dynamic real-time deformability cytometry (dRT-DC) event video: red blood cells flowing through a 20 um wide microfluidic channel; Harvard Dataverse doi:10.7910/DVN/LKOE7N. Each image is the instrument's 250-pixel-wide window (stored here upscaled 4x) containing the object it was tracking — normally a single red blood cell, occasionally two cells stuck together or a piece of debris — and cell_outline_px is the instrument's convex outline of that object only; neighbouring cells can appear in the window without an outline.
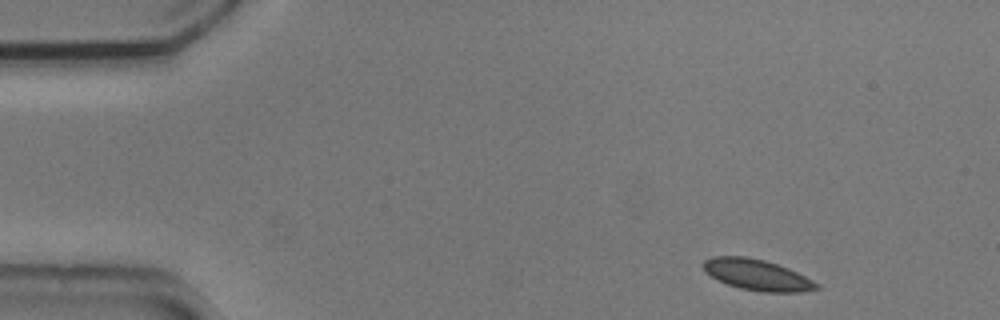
{"species": "common noctule bat (a hibernating species)", "species_latin": "Nyctalus noctula", "temperature_condition": "cold", "stored_images_in_passage": 51, "segment_of_instrument_passage": [1, 2], "camera_frame_rate_fps": 3000, "um_per_image_px": 0.085, "animal": {"sex": "male", "body_mass_g": 20.5, "forearm_length_mm": 52.5}, "frame": {"image": 1, "passage_image": 1, "time_ms": 0.0, "image_size_px": [1000, 320], "cell_outline_px": [[820, 288], [800, 292], [764, 292], [740, 288], [728, 284], [704, 272], [704, 260], [712, 256], [744, 256], [764, 260], [788, 268], [820, 284]], "centroid_in_image_um": [64.36, 23.36], "position_along_channel_um": 20.6, "area_um2": 20.17}}
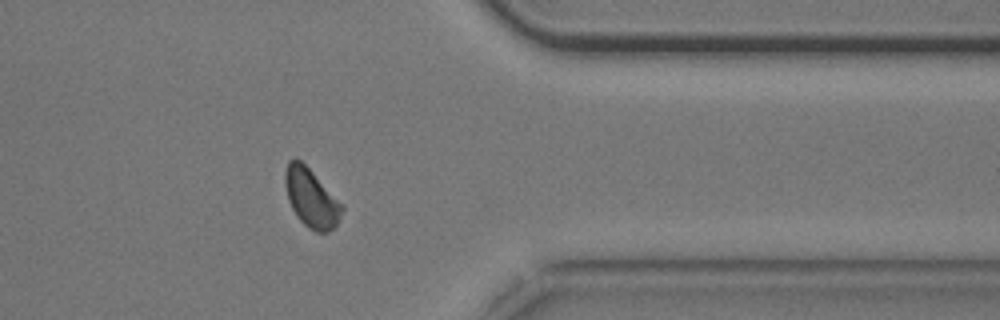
{"frame": {"image": 2, "passage_image": 39, "time_ms": 12.667, "image_size_px": [1000, 320], "cell_outline_px": [[344, 208], [336, 224], [328, 232], [316, 232], [308, 228], [296, 216], [288, 200], [284, 184], [284, 172], [288, 160], [300, 160], [344, 204]], "centroid_in_image_um": [26.44, 16.84], "position_along_channel_um": 385.0, "area_um2": 19.36}}
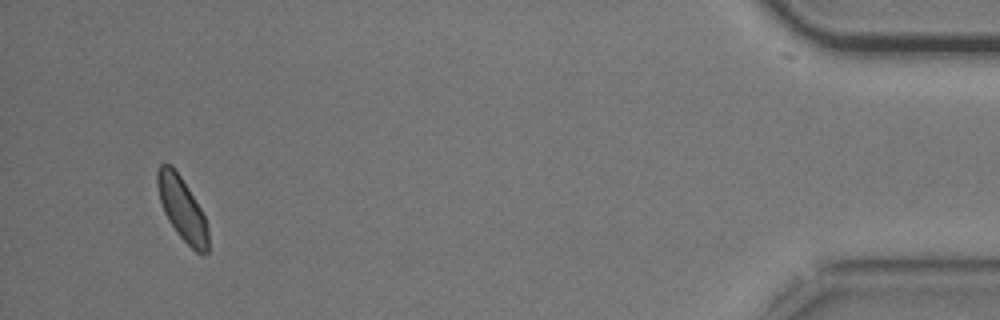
{"frame": {"image": 3, "passage_image": 47, "time_ms": 15.333, "image_size_px": [1000, 320], "cell_outline_px": [[208, 252], [196, 252], [176, 232], [168, 220], [164, 212], [160, 200], [156, 184], [156, 172], [160, 164], [172, 164], [188, 188], [200, 208], [204, 216], [208, 228]], "centroid_in_image_um": [15.45, 17.71], "position_along_channel_um": 419.7, "area_um2": 18.5}}